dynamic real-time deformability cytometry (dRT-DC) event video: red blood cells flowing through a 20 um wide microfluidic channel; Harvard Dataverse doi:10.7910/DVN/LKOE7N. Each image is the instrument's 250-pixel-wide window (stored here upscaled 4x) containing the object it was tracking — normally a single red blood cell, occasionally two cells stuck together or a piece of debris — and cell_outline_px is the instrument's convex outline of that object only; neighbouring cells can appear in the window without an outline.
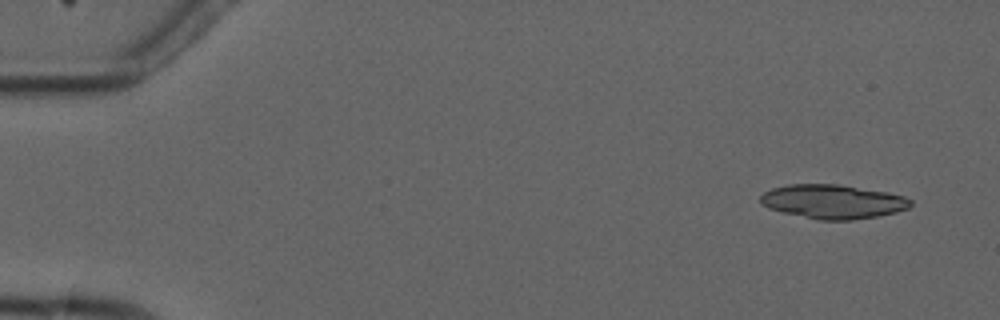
{"species": "common noctule bat (a hibernating species)", "species_latin": "Nyctalus noctula", "temperature_condition": "cold", "stored_images_in_passage": 5, "camera_frame_rate_fps": 3000, "um_per_image_px": 0.085, "animal": {"sex": "male", "forearm_length_mm": 52.5}, "frame": {"image": 1, "passage_image": 1, "time_ms": 0.0, "image_size_px": [1000, 320], "cell_outline_px": [[912, 204], [908, 208], [896, 212], [876, 216], [852, 220], [820, 220], [784, 212], [768, 208], [760, 204], [760, 196], [764, 192], [772, 188], [788, 184], [836, 184], [888, 192], [904, 196], [912, 200]], "centroid_in_image_um": [70.79, 17.13], "position_along_channel_um": 14.2, "area_um2": 29.71}}